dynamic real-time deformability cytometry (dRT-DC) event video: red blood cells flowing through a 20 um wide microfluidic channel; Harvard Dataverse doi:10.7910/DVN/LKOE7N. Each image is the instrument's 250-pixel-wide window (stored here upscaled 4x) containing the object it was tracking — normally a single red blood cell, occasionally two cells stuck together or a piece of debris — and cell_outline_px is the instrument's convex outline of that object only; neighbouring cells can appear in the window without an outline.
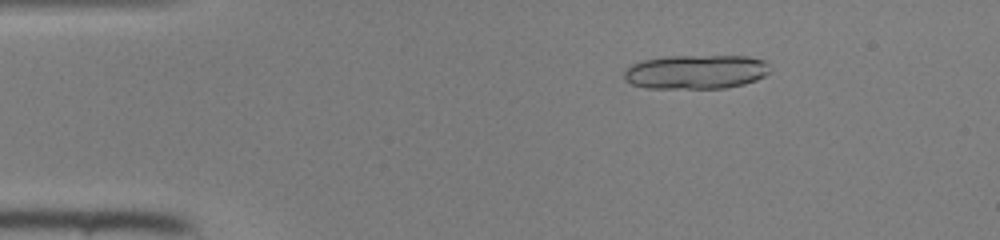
{"species": "common noctule bat (a hibernating species)", "species_latin": "Nyctalus noctula", "temperature_condition": "room temperature", "stored_images_in_passage": 15, "camera_frame_rate_fps": 3000, "um_per_image_px": 0.085, "animal": {"sex": "female", "body_mass_g": 22.0, "forearm_length_mm": 56.7}, "frame": {"image": 1, "passage_image": 7, "time_ms": 2.0, "image_size_px": [1000, 240], "cell_outline_px": [[768, 72], [764, 76], [756, 80], [744, 84], [724, 88], [644, 88], [632, 84], [624, 80], [624, 72], [628, 64], [644, 60], [668, 56], [748, 56], [764, 60], [768, 64]], "centroid_in_image_um": [59.11, 6.11], "position_along_channel_um": 25.9, "area_um2": 29.19}}